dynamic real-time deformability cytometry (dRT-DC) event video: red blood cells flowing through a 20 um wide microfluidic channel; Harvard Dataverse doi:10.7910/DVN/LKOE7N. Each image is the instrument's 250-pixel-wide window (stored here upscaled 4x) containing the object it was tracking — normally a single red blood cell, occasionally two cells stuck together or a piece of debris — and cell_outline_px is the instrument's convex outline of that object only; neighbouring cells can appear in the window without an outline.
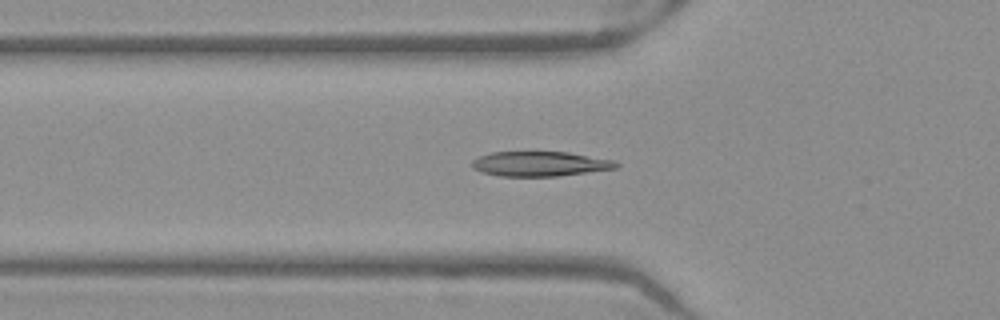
{"species": "Egyptian fruit bat (a non-hibernating species)", "species_latin": "Rousettus aegyptiacus", "temperature_condition": "warm", "stored_images_in_passage": 47, "camera_frame_rate_fps": 3000, "um_per_image_px": 0.085, "frame": {"image": 1, "passage_image": 15, "time_ms": 4.667, "image_size_px": [1000, 320], "cell_outline_px": [[620, 164], [616, 168], [560, 176], [500, 176], [480, 172], [472, 168], [472, 160], [480, 156], [492, 152], [568, 152], [612, 160]], "centroid_in_image_um": [45.86, 13.93], "position_along_channel_um": 79.9, "area_um2": 20.75}}
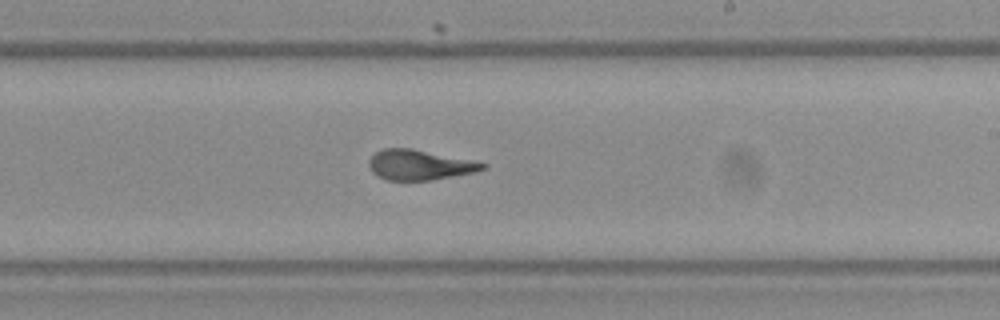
{"frame": {"image": 2, "passage_image": 28, "time_ms": 9.0, "image_size_px": [1000, 320], "cell_outline_px": [[488, 168], [476, 172], [432, 180], [388, 180], [372, 172], [368, 168], [368, 160], [376, 152], [384, 148], [412, 148], [476, 160], [488, 164]], "centroid_in_image_um": [35.72, 14.0], "position_along_channel_um": 253.3, "area_um2": 20.29}}
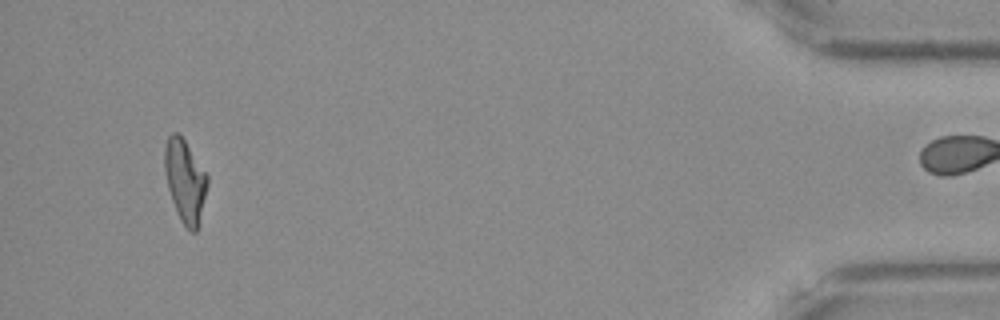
{"frame": {"image": 3, "passage_image": 46, "time_ms": 15.0, "image_size_px": [1000, 320], "cell_outline_px": [[208, 184], [200, 224], [196, 232], [192, 232], [180, 220], [176, 212], [168, 188], [164, 172], [164, 148], [168, 136], [172, 132], [176, 132], [184, 140], [208, 176]], "centroid_in_image_um": [15.73, 15.4], "position_along_channel_um": 419.5, "area_um2": 20.63}, "authors_computed_cell_mechanics": {"area_um2": 20.6924, "velocity_mm_per_s": 3.9816, "shape_relaxation_time_tau1_ms": 4.0144, "shape_relaxation_time_tau2_ms": 0.8679, "deformation_change_tau1": 0.1886, "deformation_change_tau2": 0.0945}}